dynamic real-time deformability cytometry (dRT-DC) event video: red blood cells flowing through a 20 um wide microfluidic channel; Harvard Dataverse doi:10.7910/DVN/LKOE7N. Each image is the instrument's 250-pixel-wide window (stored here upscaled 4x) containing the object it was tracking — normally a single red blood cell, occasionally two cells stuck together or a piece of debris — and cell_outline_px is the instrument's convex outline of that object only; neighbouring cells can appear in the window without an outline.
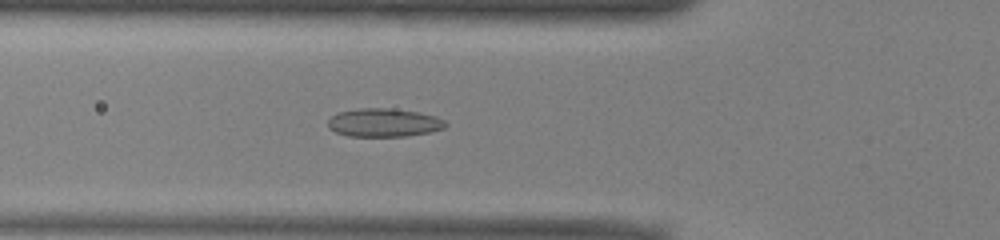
{"species": "common noctule bat (a hibernating species)", "species_latin": "Nyctalus noctula", "temperature_condition": "warm", "stored_images_in_passage": 52, "camera_frame_rate_fps": 3000, "um_per_image_px": 0.085, "animal": {"sex": "male", "body_mass_g": 13.0, "forearm_length_mm": 53.1}, "frame": {"image": 1, "passage_image": 18, "time_ms": 5.667, "image_size_px": [1000, 240], "cell_outline_px": [[448, 124], [444, 128], [432, 132], [408, 136], [348, 136], [336, 132], [328, 128], [328, 120], [336, 112], [360, 108], [384, 108], [416, 112], [436, 116], [444, 120]], "centroid_in_image_um": [32.62, 10.43], "position_along_channel_um": 93.2, "area_um2": 19.48}}
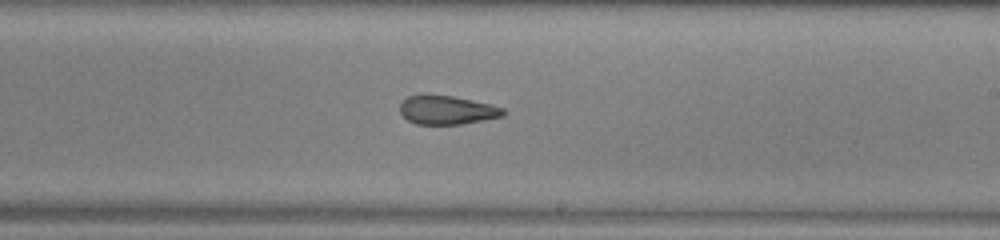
{"frame": {"image": 2, "passage_image": 30, "time_ms": 9.667, "image_size_px": [1000, 240], "cell_outline_px": [[508, 112], [504, 116], [460, 124], [416, 124], [408, 120], [400, 112], [400, 104], [408, 96], [420, 92], [452, 96], [488, 104], [504, 108]], "centroid_in_image_um": [37.96, 9.33], "position_along_channel_um": 251.0, "area_um2": 17.51}}
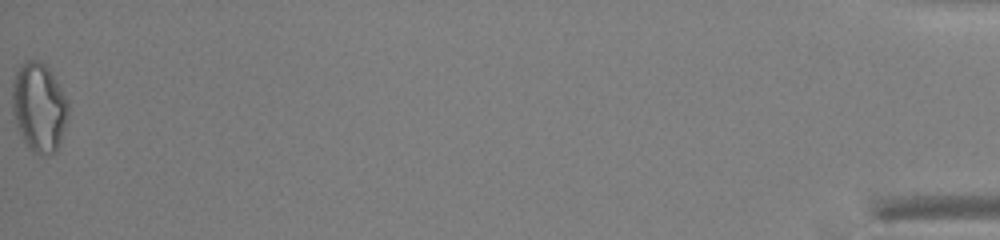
{"frame": {"image": 3, "passage_image": 52, "time_ms": 17.0, "image_size_px": [1000, 240], "cell_outline_px": [[68, 116], [60, 140], [56, 148], [52, 152], [40, 156], [32, 152], [24, 144], [16, 128], [12, 112], [12, 80], [16, 68], [24, 60], [36, 60], [44, 64], [48, 68], [68, 100]], "centroid_in_image_um": [3.26, 9.11], "position_along_channel_um": 431.9, "area_um2": 29.36}, "authors_computed_cell_mechanics": {"area_um2": 19.8254, "velocity_mm_per_s": 3.9452, "shape_relaxation_time_tau1_ms": null, "shape_relaxation_time_tau2_ms": 2.1811, "deformation_change_tau1": null, "deformation_change_tau2": 0.1}}